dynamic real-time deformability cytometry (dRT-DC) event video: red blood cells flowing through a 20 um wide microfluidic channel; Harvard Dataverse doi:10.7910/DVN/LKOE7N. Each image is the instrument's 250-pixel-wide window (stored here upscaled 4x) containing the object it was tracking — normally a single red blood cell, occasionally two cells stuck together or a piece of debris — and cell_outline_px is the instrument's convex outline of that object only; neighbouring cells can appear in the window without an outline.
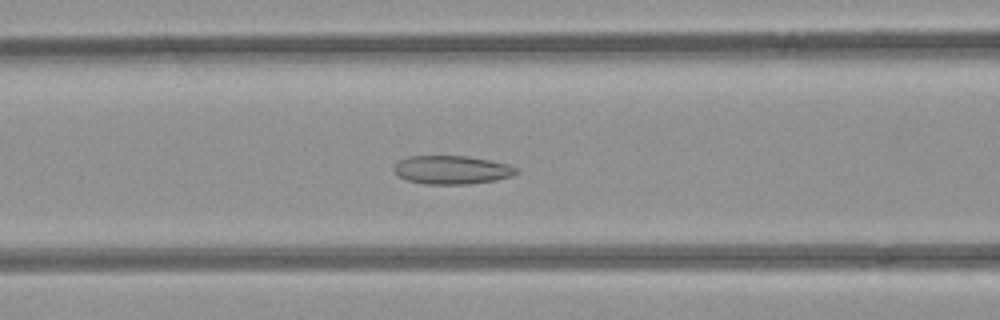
{"species": "common noctule bat (a hibernating species)", "species_latin": "Nyctalus noctula", "temperature_condition": "room temperature", "stored_images_in_passage": 52, "camera_frame_rate_fps": 3000, "um_per_image_px": 0.085, "animal": {"sex": "female", "body_mass_g": 21.9}, "frame": {"image": 1, "passage_image": 21, "time_ms": 6.667, "image_size_px": [1000, 320], "cell_outline_px": [[520, 172], [512, 176], [496, 180], [468, 184], [424, 184], [408, 180], [400, 176], [396, 172], [396, 164], [400, 160], [408, 156], [468, 156], [508, 164], [520, 168]], "centroid_in_image_um": [38.49, 14.44], "position_along_channel_um": 128.1, "area_um2": 20.23}}
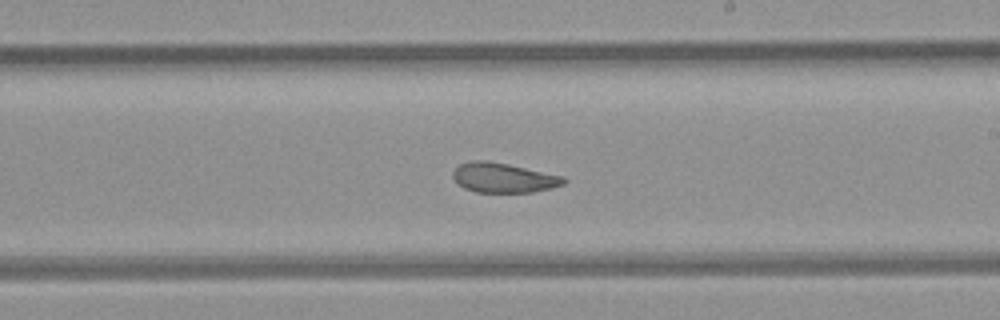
{"frame": {"image": 2, "passage_image": 30, "time_ms": 9.667, "image_size_px": [1000, 320], "cell_outline_px": [[568, 180], [564, 184], [552, 188], [532, 192], [476, 192], [464, 188], [452, 176], [452, 172], [460, 164], [472, 160], [484, 160], [508, 164], [564, 176]], "centroid_in_image_um": [42.82, 15.11], "position_along_channel_um": 246.2, "area_um2": 19.13}}
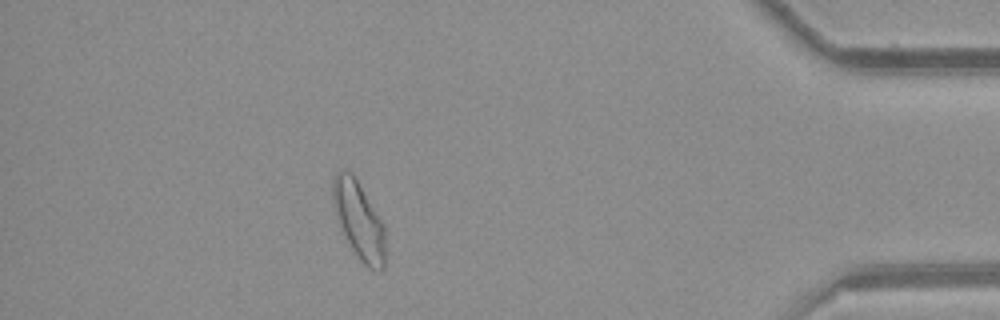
{"frame": {"image": 3, "passage_image": 46, "time_ms": 15.0, "image_size_px": [1000, 320], "cell_outline_px": [[384, 268], [380, 272], [376, 272], [368, 268], [360, 260], [340, 232], [332, 204], [332, 180], [336, 172], [340, 168], [344, 168], [352, 172], [384, 224]], "centroid_in_image_um": [30.46, 18.71], "position_along_channel_um": 404.7, "area_um2": 24.22}, "authors_computed_cell_mechanics": {"area_um2": 22.0507, "velocity_mm_per_s": 3.9289, "shape_relaxation_time_tau1_ms": null, "shape_relaxation_time_tau2_ms": 2.292, "deformation_change_tau1": null, "deformation_change_tau2": 0.0833}}